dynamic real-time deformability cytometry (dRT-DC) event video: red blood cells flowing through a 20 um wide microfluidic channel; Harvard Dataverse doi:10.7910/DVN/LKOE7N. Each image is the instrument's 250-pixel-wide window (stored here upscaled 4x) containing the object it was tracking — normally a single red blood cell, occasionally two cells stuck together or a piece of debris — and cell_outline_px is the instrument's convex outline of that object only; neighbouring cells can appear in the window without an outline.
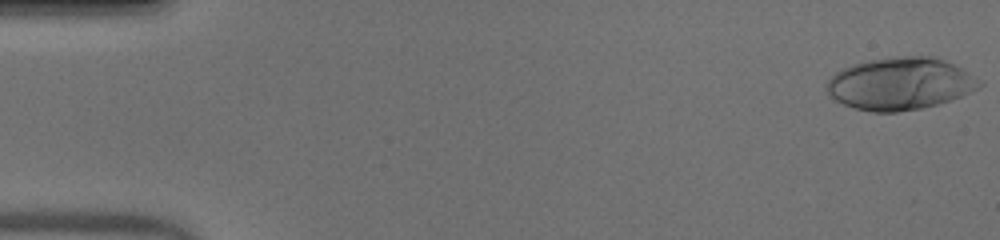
{"species": "human", "species_latin": "Homo sapiens", "temperature_condition": "warm", "stored_images_in_passage": 51, "camera_frame_rate_fps": 3000, "um_per_image_px": 0.085, "donor": {"sex": "male"}, "frame": {"image": 1, "passage_image": 1, "time_ms": 0.0, "image_size_px": [1000, 240], "cell_outline_px": [[984, 84], [980, 88], [960, 96], [936, 104], [920, 108], [896, 112], [872, 112], [856, 108], [844, 104], [836, 100], [828, 92], [828, 80], [836, 72], [852, 64], [868, 60], [900, 56], [932, 56], [944, 60], [960, 68], [980, 80]], "centroid_in_image_um": [76.52, 7.11], "position_along_channel_um": 8.5, "area_um2": 45.95}}
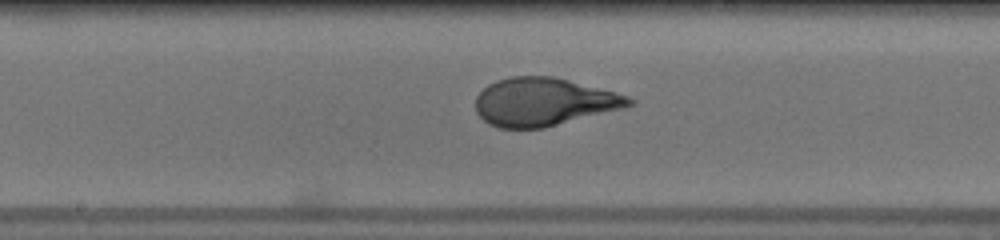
{"frame": {"image": 2, "passage_image": 27, "time_ms": 8.667, "image_size_px": [1000, 240], "cell_outline_px": [[636, 104], [624, 108], [544, 128], [500, 128], [488, 124], [476, 112], [476, 96], [488, 84], [496, 80], [512, 76], [552, 76], [568, 80], [628, 96], [636, 100]], "centroid_in_image_um": [46.21, 8.67], "position_along_channel_um": 202.0, "area_um2": 42.89}}
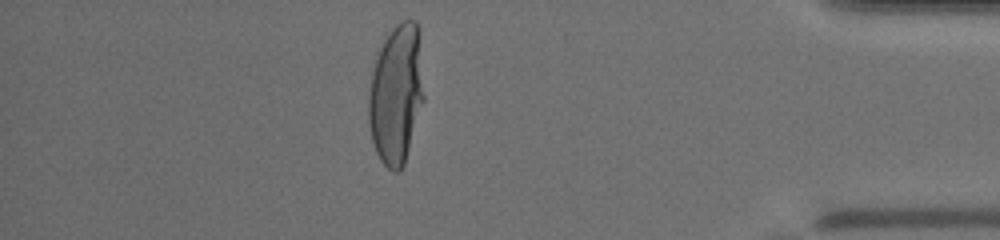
{"frame": {"image": 3, "passage_image": 45, "time_ms": 14.667, "image_size_px": [1000, 240], "cell_outline_px": [[424, 100], [404, 164], [400, 172], [392, 172], [380, 160], [376, 152], [372, 140], [368, 124], [368, 96], [372, 72], [376, 52], [384, 36], [396, 24], [404, 20], [416, 20], [420, 32], [424, 96]], "centroid_in_image_um": [33.67, 7.96], "position_along_channel_um": 401.5, "area_um2": 45.84}, "authors_computed_cell_mechanics": {"area_um2": 43.5812, "velocity_mm_per_s": 3.9864, "shape_relaxation_time_tau1_ms": 6.7812, "shape_relaxation_time_tau2_ms": null, "deformation_change_tau1": 0.3399, "deformation_change_tau2": null}}